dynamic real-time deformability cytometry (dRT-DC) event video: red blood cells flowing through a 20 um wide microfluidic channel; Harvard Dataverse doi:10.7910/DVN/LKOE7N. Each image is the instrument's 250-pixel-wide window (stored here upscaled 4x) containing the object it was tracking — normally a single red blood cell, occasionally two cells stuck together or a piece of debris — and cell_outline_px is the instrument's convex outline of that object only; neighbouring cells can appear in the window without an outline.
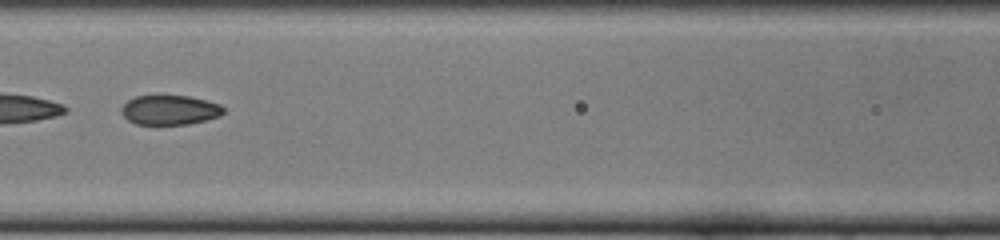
{"species": "common noctule bat (a hibernating species)", "species_latin": "Nyctalus noctula", "temperature_condition": "cold", "stored_images_in_passage": 49, "segment_of_instrument_passage": [2, 2], "camera_frame_rate_fps": 3000, "um_per_image_px": 0.085, "animal": {"sex": "female", "body_mass_g": 22.0, "forearm_length_mm": 56.7}, "frame": {"image": 1, "passage_image": 22, "time_ms": 7.0, "image_size_px": [1000, 240], "cell_outline_px": [[224, 112], [220, 116], [188, 124], [136, 124], [128, 120], [120, 112], [120, 108], [128, 100], [136, 96], [188, 96], [220, 104], [224, 108]], "centroid_in_image_um": [14.41, 9.35], "position_along_channel_um": 152.2, "area_um2": 17.46}}
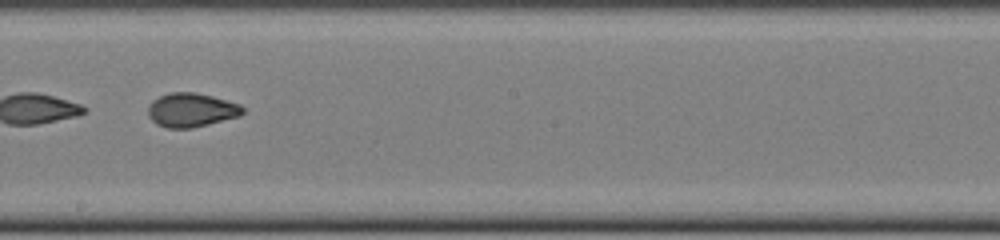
{"frame": {"image": 2, "passage_image": 28, "time_ms": 9.0, "image_size_px": [1000, 240], "cell_outline_px": [[244, 112], [240, 116], [192, 128], [168, 128], [156, 124], [148, 116], [148, 104], [152, 100], [160, 96], [172, 92], [196, 92], [212, 96], [240, 104], [244, 108]], "centroid_in_image_um": [16.25, 9.35], "position_along_channel_um": 231.9, "area_um2": 18.79}}